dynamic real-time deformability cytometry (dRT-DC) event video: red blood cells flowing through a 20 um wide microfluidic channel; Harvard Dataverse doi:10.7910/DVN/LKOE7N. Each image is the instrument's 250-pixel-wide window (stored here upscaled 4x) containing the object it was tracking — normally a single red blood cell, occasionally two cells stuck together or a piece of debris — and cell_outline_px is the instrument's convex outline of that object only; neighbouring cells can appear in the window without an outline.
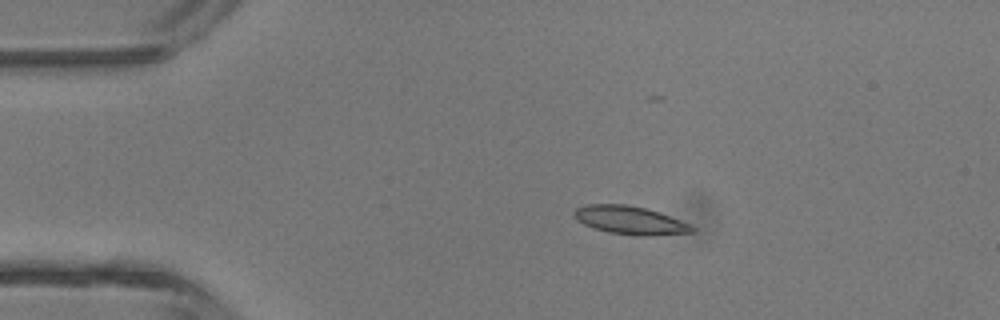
{"species": "common noctule bat (a hibernating species)", "species_latin": "Nyctalus noctula", "temperature_condition": "room temperature", "stored_images_in_passage": 3, "camera_frame_rate_fps": 3000, "um_per_image_px": 0.085, "animal": {"sex": "male", "body_mass_g": 13.3}, "frame": {"image": 1, "passage_image": 1, "time_ms": 0.0, "image_size_px": [1000, 320], "cell_outline_px": [[696, 228], [692, 232], [648, 236], [636, 236], [608, 232], [584, 224], [576, 220], [572, 216], [572, 212], [576, 208], [584, 204], [624, 204], [644, 208], [692, 224]], "centroid_in_image_um": [53.51, 18.72], "position_along_channel_um": 31.5, "area_um2": 19.36}}
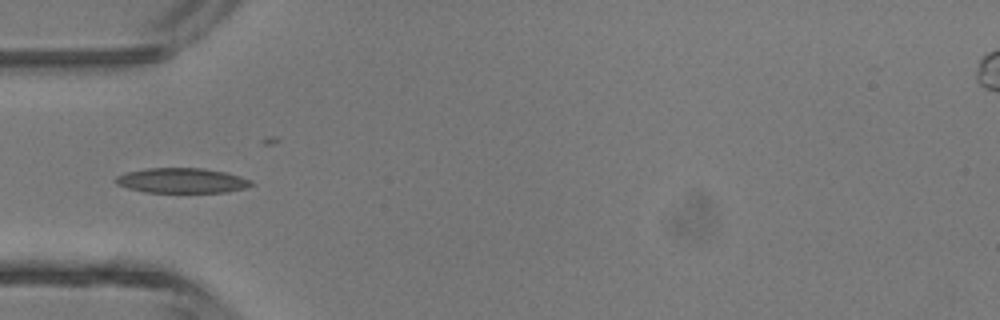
{"frame": {"image": 2, "passage_image": 3, "time_ms": 0.667, "image_size_px": [1000, 320], "cell_outline_px": [[256, 184], [244, 188], [228, 192], [144, 192], [128, 188], [116, 184], [112, 180], [116, 176], [124, 172], [144, 168], [204, 168], [224, 172], [240, 176], [252, 180]], "centroid_in_image_um": [15.42, 15.34], "position_along_channel_um": 69.6, "area_um2": 20.0}}